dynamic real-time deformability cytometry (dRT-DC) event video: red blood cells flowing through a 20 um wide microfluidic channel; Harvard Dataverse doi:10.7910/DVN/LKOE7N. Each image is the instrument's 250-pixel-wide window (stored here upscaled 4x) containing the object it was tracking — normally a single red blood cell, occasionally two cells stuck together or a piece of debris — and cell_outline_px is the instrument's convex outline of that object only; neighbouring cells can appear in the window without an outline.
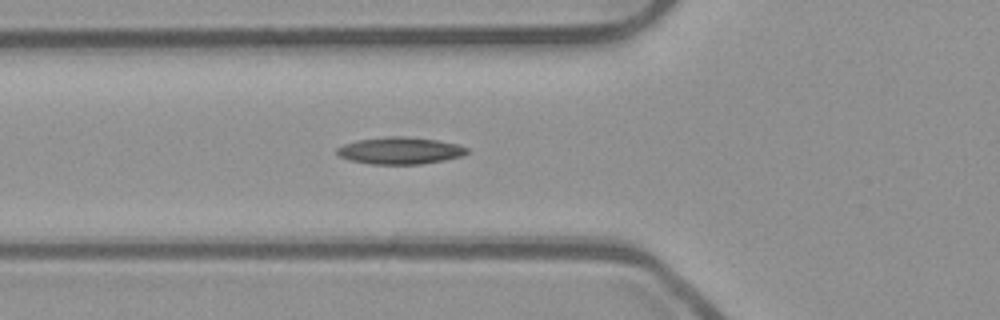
{"species": "common noctule bat (a hibernating species)", "species_latin": "Nyctalus noctula", "temperature_condition": "room temperature", "stored_images_in_passage": 35, "camera_frame_rate_fps": 3000, "um_per_image_px": 0.085, "animal": {"sex": "male", "body_mass_g": 23.1, "forearm_length_mm": 52.7}, "frame": {"image": 1, "passage_image": 2, "time_ms": 0.333, "image_size_px": [1000, 320], "cell_outline_px": [[468, 152], [460, 156], [444, 160], [420, 164], [372, 164], [348, 160], [340, 156], [336, 152], [336, 148], [344, 144], [360, 140], [392, 136], [404, 136], [436, 140], [460, 144], [468, 148]], "centroid_in_image_um": [34.01, 12.8], "position_along_channel_um": 91.8, "area_um2": 20.29}}
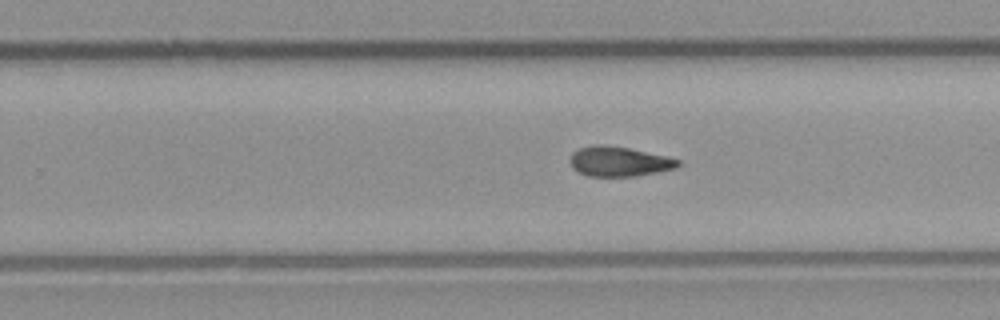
{"frame": {"image": 2, "passage_image": 16, "time_ms": 5.0, "image_size_px": [1000, 320], "cell_outline_px": [[680, 164], [676, 168], [636, 176], [588, 176], [572, 168], [568, 160], [572, 152], [580, 148], [592, 144], [604, 144], [628, 148], [664, 156], [680, 160]], "centroid_in_image_um": [52.56, 13.72], "position_along_channel_um": 277.2, "area_um2": 18.73}}
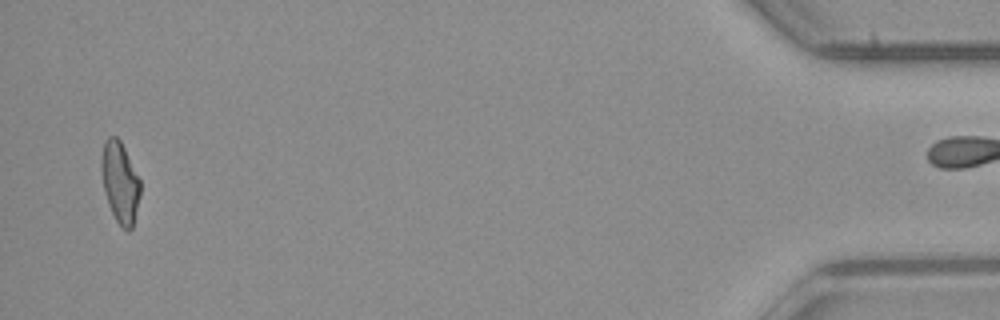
{"frame": {"image": 3, "passage_image": 34, "time_ms": 11.0, "image_size_px": [1000, 320], "cell_outline_px": [[140, 196], [132, 228], [128, 232], [116, 220], [108, 204], [104, 192], [100, 168], [100, 160], [104, 140], [108, 136], [116, 136], [120, 140], [140, 180]], "centroid_in_image_um": [10.18, 15.47], "position_along_channel_um": 425.0, "area_um2": 18.38}}